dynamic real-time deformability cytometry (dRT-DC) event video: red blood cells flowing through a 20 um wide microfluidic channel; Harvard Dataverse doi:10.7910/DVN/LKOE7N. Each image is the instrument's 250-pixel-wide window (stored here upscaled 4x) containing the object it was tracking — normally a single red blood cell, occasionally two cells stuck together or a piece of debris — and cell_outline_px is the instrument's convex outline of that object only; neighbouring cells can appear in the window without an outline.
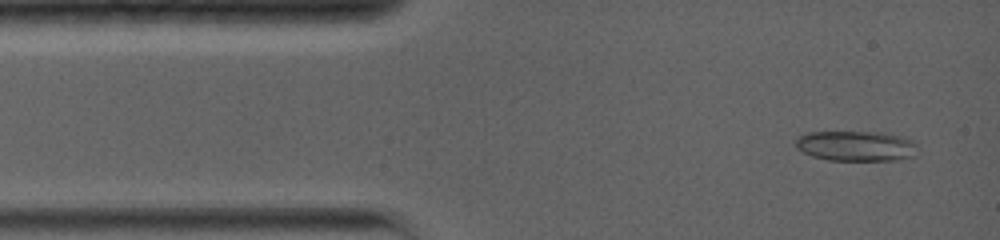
{"species": "common noctule bat (a hibernating species)", "species_latin": "Nyctalus noctula", "temperature_condition": "warm", "stored_images_in_passage": 18, "camera_frame_rate_fps": 5000, "um_per_image_px": 0.085, "animal": {"sex": "female", "body_mass_g": 19.0, "forearm_length_mm": 56.7}, "frame": {"image": 1, "passage_image": 3, "time_ms": 0.6, "image_size_px": [1000, 240], "cell_outline_px": [[916, 156], [896, 160], [828, 160], [812, 156], [796, 148], [796, 136], [808, 132], [880, 132], [912, 140], [916, 144]], "centroid_in_image_um": [72.74, 12.41], "position_along_channel_um": 12.3, "area_um2": 21.44}}
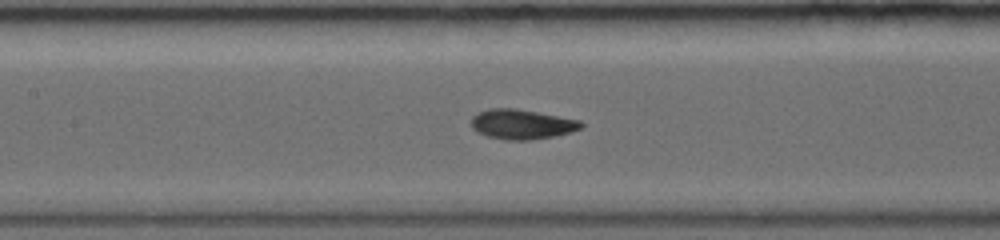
{"frame": {"image": 2, "passage_image": 12, "time_ms": 6.0, "image_size_px": [1000, 240], "cell_outline_px": [[584, 128], [556, 136], [532, 140], [508, 140], [488, 136], [472, 128], [472, 116], [476, 112], [488, 108], [516, 108], [580, 120], [584, 124]], "centroid_in_image_um": [44.38, 10.55], "position_along_channel_um": 163.0, "area_um2": 19.19}}
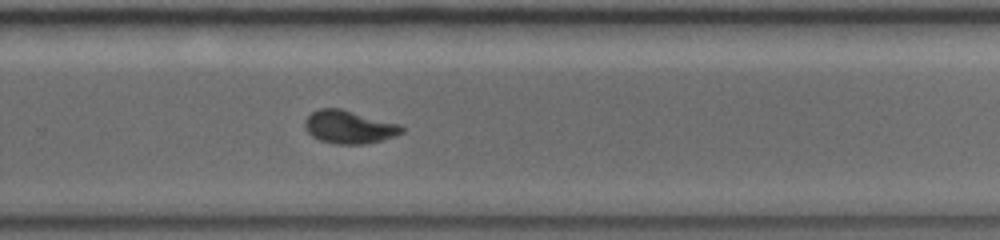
{"frame": {"image": 3, "passage_image": 18, "time_ms": 9.6, "image_size_px": [1000, 240], "cell_outline_px": [[404, 132], [396, 136], [364, 144], [336, 144], [320, 140], [312, 136], [304, 128], [304, 120], [312, 112], [320, 108], [340, 108], [404, 124]], "centroid_in_image_um": [29.72, 10.78], "position_along_channel_um": 300.1, "area_um2": 18.96}}